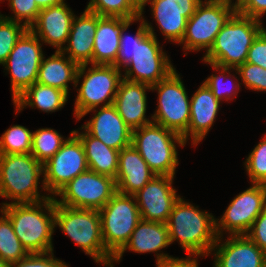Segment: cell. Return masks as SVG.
<instances>
[{
	"mask_svg": "<svg viewBox=\"0 0 266 267\" xmlns=\"http://www.w3.org/2000/svg\"><path fill=\"white\" fill-rule=\"evenodd\" d=\"M266 254V207L246 234Z\"/></svg>",
	"mask_w": 266,
	"mask_h": 267,
	"instance_id": "60d3db41",
	"label": "cell"
},
{
	"mask_svg": "<svg viewBox=\"0 0 266 267\" xmlns=\"http://www.w3.org/2000/svg\"><path fill=\"white\" fill-rule=\"evenodd\" d=\"M105 249L115 257L128 243L141 220L134 195L118 191L99 210Z\"/></svg>",
	"mask_w": 266,
	"mask_h": 267,
	"instance_id": "9c48e42d",
	"label": "cell"
},
{
	"mask_svg": "<svg viewBox=\"0 0 266 267\" xmlns=\"http://www.w3.org/2000/svg\"><path fill=\"white\" fill-rule=\"evenodd\" d=\"M41 176H44L43 164L32 154H0V197L11 200L0 203L1 206L50 198L49 194L40 193V189L47 191Z\"/></svg>",
	"mask_w": 266,
	"mask_h": 267,
	"instance_id": "277c9868",
	"label": "cell"
},
{
	"mask_svg": "<svg viewBox=\"0 0 266 267\" xmlns=\"http://www.w3.org/2000/svg\"><path fill=\"white\" fill-rule=\"evenodd\" d=\"M122 79V71L113 65H80L75 88L81 85L76 89L73 110L76 120L91 109L112 105Z\"/></svg>",
	"mask_w": 266,
	"mask_h": 267,
	"instance_id": "ba28073f",
	"label": "cell"
},
{
	"mask_svg": "<svg viewBox=\"0 0 266 267\" xmlns=\"http://www.w3.org/2000/svg\"><path fill=\"white\" fill-rule=\"evenodd\" d=\"M262 23L236 11L217 34L202 61L228 68L244 64L249 48L262 31Z\"/></svg>",
	"mask_w": 266,
	"mask_h": 267,
	"instance_id": "8992f818",
	"label": "cell"
},
{
	"mask_svg": "<svg viewBox=\"0 0 266 267\" xmlns=\"http://www.w3.org/2000/svg\"><path fill=\"white\" fill-rule=\"evenodd\" d=\"M13 15L6 16L0 13L2 17L15 22L24 24L28 29L36 21L39 12L35 0H7Z\"/></svg>",
	"mask_w": 266,
	"mask_h": 267,
	"instance_id": "8d00e7d4",
	"label": "cell"
},
{
	"mask_svg": "<svg viewBox=\"0 0 266 267\" xmlns=\"http://www.w3.org/2000/svg\"><path fill=\"white\" fill-rule=\"evenodd\" d=\"M99 16L122 17L135 20L140 11L130 0H90L85 8Z\"/></svg>",
	"mask_w": 266,
	"mask_h": 267,
	"instance_id": "836d02e7",
	"label": "cell"
},
{
	"mask_svg": "<svg viewBox=\"0 0 266 267\" xmlns=\"http://www.w3.org/2000/svg\"><path fill=\"white\" fill-rule=\"evenodd\" d=\"M155 176L132 144L119 151L118 172L115 178L119 193L134 195Z\"/></svg>",
	"mask_w": 266,
	"mask_h": 267,
	"instance_id": "d4e9b609",
	"label": "cell"
},
{
	"mask_svg": "<svg viewBox=\"0 0 266 267\" xmlns=\"http://www.w3.org/2000/svg\"><path fill=\"white\" fill-rule=\"evenodd\" d=\"M202 0H149L152 17L163 37L179 44L185 34L188 19Z\"/></svg>",
	"mask_w": 266,
	"mask_h": 267,
	"instance_id": "d6986e66",
	"label": "cell"
},
{
	"mask_svg": "<svg viewBox=\"0 0 266 267\" xmlns=\"http://www.w3.org/2000/svg\"><path fill=\"white\" fill-rule=\"evenodd\" d=\"M32 133L22 125L10 126L0 137V154H31Z\"/></svg>",
	"mask_w": 266,
	"mask_h": 267,
	"instance_id": "d6a6232c",
	"label": "cell"
},
{
	"mask_svg": "<svg viewBox=\"0 0 266 267\" xmlns=\"http://www.w3.org/2000/svg\"><path fill=\"white\" fill-rule=\"evenodd\" d=\"M90 112H95L94 116L81 126L88 134L115 150L120 151L131 145L132 130L126 125L113 104L91 109L77 121Z\"/></svg>",
	"mask_w": 266,
	"mask_h": 267,
	"instance_id": "e0dca14e",
	"label": "cell"
},
{
	"mask_svg": "<svg viewBox=\"0 0 266 267\" xmlns=\"http://www.w3.org/2000/svg\"><path fill=\"white\" fill-rule=\"evenodd\" d=\"M54 257V251L47 253H30L11 267H69L70 265Z\"/></svg>",
	"mask_w": 266,
	"mask_h": 267,
	"instance_id": "f35d334b",
	"label": "cell"
},
{
	"mask_svg": "<svg viewBox=\"0 0 266 267\" xmlns=\"http://www.w3.org/2000/svg\"><path fill=\"white\" fill-rule=\"evenodd\" d=\"M54 227L60 228L95 263L112 266L114 257L105 249L98 210L71 208L55 203Z\"/></svg>",
	"mask_w": 266,
	"mask_h": 267,
	"instance_id": "5b68a950",
	"label": "cell"
},
{
	"mask_svg": "<svg viewBox=\"0 0 266 267\" xmlns=\"http://www.w3.org/2000/svg\"><path fill=\"white\" fill-rule=\"evenodd\" d=\"M80 130L83 131L73 130V133L83 144L89 170L115 179L118 172L119 150L106 146L82 127Z\"/></svg>",
	"mask_w": 266,
	"mask_h": 267,
	"instance_id": "83f0119b",
	"label": "cell"
},
{
	"mask_svg": "<svg viewBox=\"0 0 266 267\" xmlns=\"http://www.w3.org/2000/svg\"><path fill=\"white\" fill-rule=\"evenodd\" d=\"M131 144L156 175L175 177L179 165L177 147L187 143L180 134L151 123L132 131Z\"/></svg>",
	"mask_w": 266,
	"mask_h": 267,
	"instance_id": "52a82bcc",
	"label": "cell"
},
{
	"mask_svg": "<svg viewBox=\"0 0 266 267\" xmlns=\"http://www.w3.org/2000/svg\"><path fill=\"white\" fill-rule=\"evenodd\" d=\"M0 267H11V264L7 263L4 259L0 258Z\"/></svg>",
	"mask_w": 266,
	"mask_h": 267,
	"instance_id": "7dc6e473",
	"label": "cell"
},
{
	"mask_svg": "<svg viewBox=\"0 0 266 267\" xmlns=\"http://www.w3.org/2000/svg\"><path fill=\"white\" fill-rule=\"evenodd\" d=\"M131 19L98 15L94 37L93 64L112 65L118 55L120 35Z\"/></svg>",
	"mask_w": 266,
	"mask_h": 267,
	"instance_id": "484cf974",
	"label": "cell"
},
{
	"mask_svg": "<svg viewBox=\"0 0 266 267\" xmlns=\"http://www.w3.org/2000/svg\"><path fill=\"white\" fill-rule=\"evenodd\" d=\"M148 91L151 86L145 83L123 78L119 84L113 105L132 131L153 123L152 117H146Z\"/></svg>",
	"mask_w": 266,
	"mask_h": 267,
	"instance_id": "603a6c76",
	"label": "cell"
},
{
	"mask_svg": "<svg viewBox=\"0 0 266 267\" xmlns=\"http://www.w3.org/2000/svg\"><path fill=\"white\" fill-rule=\"evenodd\" d=\"M117 192L115 179L92 170L80 173L54 196L55 203L71 208L100 210ZM57 196L60 197L56 198Z\"/></svg>",
	"mask_w": 266,
	"mask_h": 267,
	"instance_id": "7c38bea8",
	"label": "cell"
},
{
	"mask_svg": "<svg viewBox=\"0 0 266 267\" xmlns=\"http://www.w3.org/2000/svg\"><path fill=\"white\" fill-rule=\"evenodd\" d=\"M57 130L39 128L32 133L31 154L42 164L46 163L67 141Z\"/></svg>",
	"mask_w": 266,
	"mask_h": 267,
	"instance_id": "4dcf8cb0",
	"label": "cell"
},
{
	"mask_svg": "<svg viewBox=\"0 0 266 267\" xmlns=\"http://www.w3.org/2000/svg\"><path fill=\"white\" fill-rule=\"evenodd\" d=\"M222 239L218 237L210 253L213 267H266V254L247 235Z\"/></svg>",
	"mask_w": 266,
	"mask_h": 267,
	"instance_id": "ac0fdd59",
	"label": "cell"
},
{
	"mask_svg": "<svg viewBox=\"0 0 266 267\" xmlns=\"http://www.w3.org/2000/svg\"><path fill=\"white\" fill-rule=\"evenodd\" d=\"M222 102L218 100L202 82L199 88L190 98V122L188 130L182 135L187 143L191 140L194 146L198 145L208 134L214 125Z\"/></svg>",
	"mask_w": 266,
	"mask_h": 267,
	"instance_id": "7402d4cb",
	"label": "cell"
},
{
	"mask_svg": "<svg viewBox=\"0 0 266 267\" xmlns=\"http://www.w3.org/2000/svg\"><path fill=\"white\" fill-rule=\"evenodd\" d=\"M79 64L70 60L62 51L48 58L45 55L38 70L37 83L64 91L69 96V84L76 86Z\"/></svg>",
	"mask_w": 266,
	"mask_h": 267,
	"instance_id": "4316f807",
	"label": "cell"
},
{
	"mask_svg": "<svg viewBox=\"0 0 266 267\" xmlns=\"http://www.w3.org/2000/svg\"><path fill=\"white\" fill-rule=\"evenodd\" d=\"M174 177L156 175L134 197L141 219L167 223L174 203L179 199L173 186Z\"/></svg>",
	"mask_w": 266,
	"mask_h": 267,
	"instance_id": "2e32d148",
	"label": "cell"
},
{
	"mask_svg": "<svg viewBox=\"0 0 266 267\" xmlns=\"http://www.w3.org/2000/svg\"><path fill=\"white\" fill-rule=\"evenodd\" d=\"M158 93L157 109L151 115L153 123L170 129L181 136L190 122V99L176 69L164 80L151 86Z\"/></svg>",
	"mask_w": 266,
	"mask_h": 267,
	"instance_id": "8fae6325",
	"label": "cell"
},
{
	"mask_svg": "<svg viewBox=\"0 0 266 267\" xmlns=\"http://www.w3.org/2000/svg\"><path fill=\"white\" fill-rule=\"evenodd\" d=\"M241 85L252 91L266 92V69L248 62L237 68Z\"/></svg>",
	"mask_w": 266,
	"mask_h": 267,
	"instance_id": "74e56055",
	"label": "cell"
},
{
	"mask_svg": "<svg viewBox=\"0 0 266 267\" xmlns=\"http://www.w3.org/2000/svg\"><path fill=\"white\" fill-rule=\"evenodd\" d=\"M237 12L262 21L266 15V0H248Z\"/></svg>",
	"mask_w": 266,
	"mask_h": 267,
	"instance_id": "b9f144b4",
	"label": "cell"
},
{
	"mask_svg": "<svg viewBox=\"0 0 266 267\" xmlns=\"http://www.w3.org/2000/svg\"><path fill=\"white\" fill-rule=\"evenodd\" d=\"M262 31L266 34V27H262Z\"/></svg>",
	"mask_w": 266,
	"mask_h": 267,
	"instance_id": "681fc988",
	"label": "cell"
},
{
	"mask_svg": "<svg viewBox=\"0 0 266 267\" xmlns=\"http://www.w3.org/2000/svg\"><path fill=\"white\" fill-rule=\"evenodd\" d=\"M236 11L225 2L202 0L188 19L182 41L184 55L211 49L215 37Z\"/></svg>",
	"mask_w": 266,
	"mask_h": 267,
	"instance_id": "30bf717a",
	"label": "cell"
},
{
	"mask_svg": "<svg viewBox=\"0 0 266 267\" xmlns=\"http://www.w3.org/2000/svg\"><path fill=\"white\" fill-rule=\"evenodd\" d=\"M169 245L171 243L166 223L141 219L131 234L128 243L113 258L111 267H114V263H120L126 250L138 254L155 253L156 262L174 258L168 253L161 251Z\"/></svg>",
	"mask_w": 266,
	"mask_h": 267,
	"instance_id": "44dd1931",
	"label": "cell"
},
{
	"mask_svg": "<svg viewBox=\"0 0 266 267\" xmlns=\"http://www.w3.org/2000/svg\"><path fill=\"white\" fill-rule=\"evenodd\" d=\"M88 169L83 144L72 130L62 147L43 164L41 179L48 194L54 197L68 182Z\"/></svg>",
	"mask_w": 266,
	"mask_h": 267,
	"instance_id": "9a60e30c",
	"label": "cell"
},
{
	"mask_svg": "<svg viewBox=\"0 0 266 267\" xmlns=\"http://www.w3.org/2000/svg\"><path fill=\"white\" fill-rule=\"evenodd\" d=\"M244 166L251 184L266 185V133L246 156Z\"/></svg>",
	"mask_w": 266,
	"mask_h": 267,
	"instance_id": "e575fe53",
	"label": "cell"
},
{
	"mask_svg": "<svg viewBox=\"0 0 266 267\" xmlns=\"http://www.w3.org/2000/svg\"><path fill=\"white\" fill-rule=\"evenodd\" d=\"M206 65H210L216 74L208 76L203 82L212 91L213 95L221 102L232 101L241 89V83L239 81V74L236 68H228L217 66L212 63L204 62ZM235 72V74L231 72ZM219 73V75L217 74Z\"/></svg>",
	"mask_w": 266,
	"mask_h": 267,
	"instance_id": "f546056e",
	"label": "cell"
},
{
	"mask_svg": "<svg viewBox=\"0 0 266 267\" xmlns=\"http://www.w3.org/2000/svg\"><path fill=\"white\" fill-rule=\"evenodd\" d=\"M35 2L39 9L42 10L54 5L61 4L65 2V0H35Z\"/></svg>",
	"mask_w": 266,
	"mask_h": 267,
	"instance_id": "ee69618b",
	"label": "cell"
},
{
	"mask_svg": "<svg viewBox=\"0 0 266 267\" xmlns=\"http://www.w3.org/2000/svg\"><path fill=\"white\" fill-rule=\"evenodd\" d=\"M216 217L183 197L174 203L167 221L170 243L178 241L187 256L208 257L218 239Z\"/></svg>",
	"mask_w": 266,
	"mask_h": 267,
	"instance_id": "7a4b0ae2",
	"label": "cell"
},
{
	"mask_svg": "<svg viewBox=\"0 0 266 267\" xmlns=\"http://www.w3.org/2000/svg\"><path fill=\"white\" fill-rule=\"evenodd\" d=\"M27 30L24 24L5 19L0 15V65L6 61L16 42Z\"/></svg>",
	"mask_w": 266,
	"mask_h": 267,
	"instance_id": "d590c367",
	"label": "cell"
},
{
	"mask_svg": "<svg viewBox=\"0 0 266 267\" xmlns=\"http://www.w3.org/2000/svg\"><path fill=\"white\" fill-rule=\"evenodd\" d=\"M67 101L68 95L64 91L36 82L19 95L13 104L16 114L28 106L44 113H53L62 109Z\"/></svg>",
	"mask_w": 266,
	"mask_h": 267,
	"instance_id": "f1b7e54d",
	"label": "cell"
},
{
	"mask_svg": "<svg viewBox=\"0 0 266 267\" xmlns=\"http://www.w3.org/2000/svg\"><path fill=\"white\" fill-rule=\"evenodd\" d=\"M41 43L40 39L28 29L2 64L4 70L10 74L12 101L36 83L38 70L44 57L43 43Z\"/></svg>",
	"mask_w": 266,
	"mask_h": 267,
	"instance_id": "4fadbf2b",
	"label": "cell"
},
{
	"mask_svg": "<svg viewBox=\"0 0 266 267\" xmlns=\"http://www.w3.org/2000/svg\"><path fill=\"white\" fill-rule=\"evenodd\" d=\"M133 22L140 23L135 35H126ZM151 24L140 15L123 28L118 55L112 64L124 71V79L150 86L164 80L176 69L166 51H163Z\"/></svg>",
	"mask_w": 266,
	"mask_h": 267,
	"instance_id": "6da1fadb",
	"label": "cell"
},
{
	"mask_svg": "<svg viewBox=\"0 0 266 267\" xmlns=\"http://www.w3.org/2000/svg\"><path fill=\"white\" fill-rule=\"evenodd\" d=\"M265 207L266 185L251 184L232 199L219 219H215L218 237L227 233L229 236L246 235Z\"/></svg>",
	"mask_w": 266,
	"mask_h": 267,
	"instance_id": "5bb4252c",
	"label": "cell"
},
{
	"mask_svg": "<svg viewBox=\"0 0 266 267\" xmlns=\"http://www.w3.org/2000/svg\"><path fill=\"white\" fill-rule=\"evenodd\" d=\"M0 208L9 217L16 236L29 254L54 251V197L33 203L7 204Z\"/></svg>",
	"mask_w": 266,
	"mask_h": 267,
	"instance_id": "3957f363",
	"label": "cell"
},
{
	"mask_svg": "<svg viewBox=\"0 0 266 267\" xmlns=\"http://www.w3.org/2000/svg\"><path fill=\"white\" fill-rule=\"evenodd\" d=\"M212 1H219V2H225V3L234 2V0H212Z\"/></svg>",
	"mask_w": 266,
	"mask_h": 267,
	"instance_id": "c3c4849f",
	"label": "cell"
},
{
	"mask_svg": "<svg viewBox=\"0 0 266 267\" xmlns=\"http://www.w3.org/2000/svg\"><path fill=\"white\" fill-rule=\"evenodd\" d=\"M131 3L140 11V15L144 14L145 6L149 0H130Z\"/></svg>",
	"mask_w": 266,
	"mask_h": 267,
	"instance_id": "f6af8a7d",
	"label": "cell"
},
{
	"mask_svg": "<svg viewBox=\"0 0 266 267\" xmlns=\"http://www.w3.org/2000/svg\"><path fill=\"white\" fill-rule=\"evenodd\" d=\"M198 258H195V256H187L185 258L174 257L156 262V267H199Z\"/></svg>",
	"mask_w": 266,
	"mask_h": 267,
	"instance_id": "7bdbcfd3",
	"label": "cell"
},
{
	"mask_svg": "<svg viewBox=\"0 0 266 267\" xmlns=\"http://www.w3.org/2000/svg\"><path fill=\"white\" fill-rule=\"evenodd\" d=\"M75 15L69 5L63 2L42 9L29 30L43 44H48L54 47V49L56 48V51H61L67 43Z\"/></svg>",
	"mask_w": 266,
	"mask_h": 267,
	"instance_id": "ffe728a7",
	"label": "cell"
},
{
	"mask_svg": "<svg viewBox=\"0 0 266 267\" xmlns=\"http://www.w3.org/2000/svg\"><path fill=\"white\" fill-rule=\"evenodd\" d=\"M248 0H235V2H229L228 4L235 10L238 11Z\"/></svg>",
	"mask_w": 266,
	"mask_h": 267,
	"instance_id": "bcb514c9",
	"label": "cell"
},
{
	"mask_svg": "<svg viewBox=\"0 0 266 267\" xmlns=\"http://www.w3.org/2000/svg\"><path fill=\"white\" fill-rule=\"evenodd\" d=\"M74 16L67 44L61 50L70 60L79 65L93 64L94 37L98 14L84 9Z\"/></svg>",
	"mask_w": 266,
	"mask_h": 267,
	"instance_id": "cb8c5ba5",
	"label": "cell"
},
{
	"mask_svg": "<svg viewBox=\"0 0 266 267\" xmlns=\"http://www.w3.org/2000/svg\"><path fill=\"white\" fill-rule=\"evenodd\" d=\"M246 62L266 69V34L261 31L249 48Z\"/></svg>",
	"mask_w": 266,
	"mask_h": 267,
	"instance_id": "ab89813d",
	"label": "cell"
},
{
	"mask_svg": "<svg viewBox=\"0 0 266 267\" xmlns=\"http://www.w3.org/2000/svg\"><path fill=\"white\" fill-rule=\"evenodd\" d=\"M0 213V258L13 264L29 253L16 236L9 217L1 209Z\"/></svg>",
	"mask_w": 266,
	"mask_h": 267,
	"instance_id": "1f68e13d",
	"label": "cell"
}]
</instances>
